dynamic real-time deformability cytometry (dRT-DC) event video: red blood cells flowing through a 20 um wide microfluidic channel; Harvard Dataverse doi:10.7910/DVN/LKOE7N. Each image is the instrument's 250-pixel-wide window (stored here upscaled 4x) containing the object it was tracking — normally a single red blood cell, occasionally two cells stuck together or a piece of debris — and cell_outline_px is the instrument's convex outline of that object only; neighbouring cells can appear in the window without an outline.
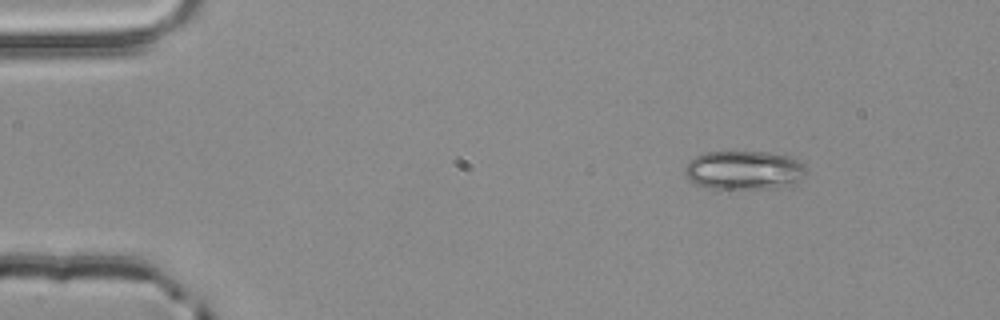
{"species": "common noctule bat (a hibernating species)", "species_latin": "Nyctalus noctula", "temperature_condition": "room temperature", "stored_images_in_passage": 3, "camera_frame_rate_fps": 3000, "um_per_image_px": 0.085, "animal": {"sex": "male", "body_mass_g": 20.4}, "frame": {"image": 1, "passage_image": 1, "time_ms": 0.0, "image_size_px": [1000, 320], "cell_outline_px": [[804, 176], [796, 184], [776, 188], [704, 188], [696, 184], [684, 172], [684, 168], [688, 160], [704, 152], [764, 152], [788, 156], [796, 160], [804, 168]], "centroid_in_image_um": [63.21, 14.47], "position_along_channel_um": 21.8, "area_um2": 27.28}}